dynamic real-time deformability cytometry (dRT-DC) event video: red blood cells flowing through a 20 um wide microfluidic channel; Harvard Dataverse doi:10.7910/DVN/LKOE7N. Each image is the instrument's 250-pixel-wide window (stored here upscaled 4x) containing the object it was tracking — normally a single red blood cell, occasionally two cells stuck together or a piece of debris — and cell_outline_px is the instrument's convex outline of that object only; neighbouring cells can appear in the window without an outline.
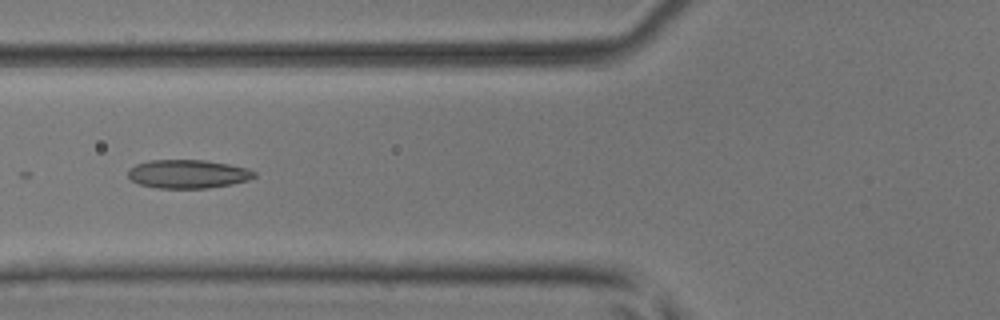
{"species": "common noctule bat (a hibernating species)", "species_latin": "Nyctalus noctula", "temperature_condition": "room temperature", "stored_images_in_passage": 7, "camera_frame_rate_fps": 3000, "um_per_image_px": 0.085, "animal": {"sex": "male", "body_mass_g": 17.9, "forearm_length_mm": 54.2}, "frame": {"image": 1, "passage_image": 7, "time_ms": 2.0, "image_size_px": [1000, 320], "cell_outline_px": [[256, 176], [248, 180], [232, 184], [208, 188], [156, 188], [140, 184], [132, 180], [128, 176], [128, 168], [136, 164], [148, 160], [204, 160], [228, 164], [248, 168], [256, 172]], "centroid_in_image_um": [15.97, 14.78], "position_along_channel_um": 109.8, "area_um2": 21.1}}